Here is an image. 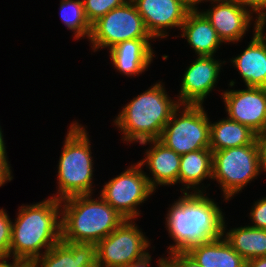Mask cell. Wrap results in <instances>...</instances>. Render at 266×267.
Wrapping results in <instances>:
<instances>
[{
	"instance_id": "obj_31",
	"label": "cell",
	"mask_w": 266,
	"mask_h": 267,
	"mask_svg": "<svg viewBox=\"0 0 266 267\" xmlns=\"http://www.w3.org/2000/svg\"><path fill=\"white\" fill-rule=\"evenodd\" d=\"M262 170L266 171V130L256 135Z\"/></svg>"
},
{
	"instance_id": "obj_14",
	"label": "cell",
	"mask_w": 266,
	"mask_h": 267,
	"mask_svg": "<svg viewBox=\"0 0 266 267\" xmlns=\"http://www.w3.org/2000/svg\"><path fill=\"white\" fill-rule=\"evenodd\" d=\"M266 18L255 20L254 35L248 47L230 61L239 71L247 87L266 88Z\"/></svg>"
},
{
	"instance_id": "obj_3",
	"label": "cell",
	"mask_w": 266,
	"mask_h": 267,
	"mask_svg": "<svg viewBox=\"0 0 266 267\" xmlns=\"http://www.w3.org/2000/svg\"><path fill=\"white\" fill-rule=\"evenodd\" d=\"M61 203V241L97 244L124 220L101 196L75 195ZM63 204V205H62Z\"/></svg>"
},
{
	"instance_id": "obj_15",
	"label": "cell",
	"mask_w": 266,
	"mask_h": 267,
	"mask_svg": "<svg viewBox=\"0 0 266 267\" xmlns=\"http://www.w3.org/2000/svg\"><path fill=\"white\" fill-rule=\"evenodd\" d=\"M216 4V5H215ZM212 8L202 13L210 21L222 42H238L246 34L253 21L249 9L235 1L215 2Z\"/></svg>"
},
{
	"instance_id": "obj_25",
	"label": "cell",
	"mask_w": 266,
	"mask_h": 267,
	"mask_svg": "<svg viewBox=\"0 0 266 267\" xmlns=\"http://www.w3.org/2000/svg\"><path fill=\"white\" fill-rule=\"evenodd\" d=\"M85 14L92 25L109 11L125 4L128 0H82Z\"/></svg>"
},
{
	"instance_id": "obj_34",
	"label": "cell",
	"mask_w": 266,
	"mask_h": 267,
	"mask_svg": "<svg viewBox=\"0 0 266 267\" xmlns=\"http://www.w3.org/2000/svg\"><path fill=\"white\" fill-rule=\"evenodd\" d=\"M7 258H0V267H18L19 264L15 261H13V263H9L6 260Z\"/></svg>"
},
{
	"instance_id": "obj_21",
	"label": "cell",
	"mask_w": 266,
	"mask_h": 267,
	"mask_svg": "<svg viewBox=\"0 0 266 267\" xmlns=\"http://www.w3.org/2000/svg\"><path fill=\"white\" fill-rule=\"evenodd\" d=\"M212 175L213 153L210 149H200L181 155L178 183L184 184L185 187L181 188V191L187 193V190L192 188L194 192H202L198 189L200 183L205 178L212 179Z\"/></svg>"
},
{
	"instance_id": "obj_37",
	"label": "cell",
	"mask_w": 266,
	"mask_h": 267,
	"mask_svg": "<svg viewBox=\"0 0 266 267\" xmlns=\"http://www.w3.org/2000/svg\"><path fill=\"white\" fill-rule=\"evenodd\" d=\"M192 9H197L198 0H184Z\"/></svg>"
},
{
	"instance_id": "obj_35",
	"label": "cell",
	"mask_w": 266,
	"mask_h": 267,
	"mask_svg": "<svg viewBox=\"0 0 266 267\" xmlns=\"http://www.w3.org/2000/svg\"><path fill=\"white\" fill-rule=\"evenodd\" d=\"M158 261L159 267H175L167 258H160Z\"/></svg>"
},
{
	"instance_id": "obj_29",
	"label": "cell",
	"mask_w": 266,
	"mask_h": 267,
	"mask_svg": "<svg viewBox=\"0 0 266 267\" xmlns=\"http://www.w3.org/2000/svg\"><path fill=\"white\" fill-rule=\"evenodd\" d=\"M168 260L175 267H201L186 251L169 253Z\"/></svg>"
},
{
	"instance_id": "obj_5",
	"label": "cell",
	"mask_w": 266,
	"mask_h": 267,
	"mask_svg": "<svg viewBox=\"0 0 266 267\" xmlns=\"http://www.w3.org/2000/svg\"><path fill=\"white\" fill-rule=\"evenodd\" d=\"M65 137L58 163V200L75 195H92L94 163L88 133L81 124L73 122Z\"/></svg>"
},
{
	"instance_id": "obj_24",
	"label": "cell",
	"mask_w": 266,
	"mask_h": 267,
	"mask_svg": "<svg viewBox=\"0 0 266 267\" xmlns=\"http://www.w3.org/2000/svg\"><path fill=\"white\" fill-rule=\"evenodd\" d=\"M60 17L66 27L75 32L74 38L87 37L89 39L92 25L88 21L82 0H61Z\"/></svg>"
},
{
	"instance_id": "obj_16",
	"label": "cell",
	"mask_w": 266,
	"mask_h": 267,
	"mask_svg": "<svg viewBox=\"0 0 266 267\" xmlns=\"http://www.w3.org/2000/svg\"><path fill=\"white\" fill-rule=\"evenodd\" d=\"M28 266L98 267L97 246L94 243L60 241Z\"/></svg>"
},
{
	"instance_id": "obj_19",
	"label": "cell",
	"mask_w": 266,
	"mask_h": 267,
	"mask_svg": "<svg viewBox=\"0 0 266 267\" xmlns=\"http://www.w3.org/2000/svg\"><path fill=\"white\" fill-rule=\"evenodd\" d=\"M181 36L198 56H214L223 42L210 21L198 9H192L181 26Z\"/></svg>"
},
{
	"instance_id": "obj_20",
	"label": "cell",
	"mask_w": 266,
	"mask_h": 267,
	"mask_svg": "<svg viewBox=\"0 0 266 267\" xmlns=\"http://www.w3.org/2000/svg\"><path fill=\"white\" fill-rule=\"evenodd\" d=\"M186 252L201 267H245L246 260L236 252L224 236L195 244Z\"/></svg>"
},
{
	"instance_id": "obj_33",
	"label": "cell",
	"mask_w": 266,
	"mask_h": 267,
	"mask_svg": "<svg viewBox=\"0 0 266 267\" xmlns=\"http://www.w3.org/2000/svg\"><path fill=\"white\" fill-rule=\"evenodd\" d=\"M245 267H266V256L247 260Z\"/></svg>"
},
{
	"instance_id": "obj_4",
	"label": "cell",
	"mask_w": 266,
	"mask_h": 267,
	"mask_svg": "<svg viewBox=\"0 0 266 267\" xmlns=\"http://www.w3.org/2000/svg\"><path fill=\"white\" fill-rule=\"evenodd\" d=\"M165 91L163 84L158 82L124 106L114 120V124L123 132L124 141L140 144L161 137L173 111L180 105Z\"/></svg>"
},
{
	"instance_id": "obj_30",
	"label": "cell",
	"mask_w": 266,
	"mask_h": 267,
	"mask_svg": "<svg viewBox=\"0 0 266 267\" xmlns=\"http://www.w3.org/2000/svg\"><path fill=\"white\" fill-rule=\"evenodd\" d=\"M7 155H0V187L13 179Z\"/></svg>"
},
{
	"instance_id": "obj_22",
	"label": "cell",
	"mask_w": 266,
	"mask_h": 267,
	"mask_svg": "<svg viewBox=\"0 0 266 267\" xmlns=\"http://www.w3.org/2000/svg\"><path fill=\"white\" fill-rule=\"evenodd\" d=\"M210 122V150L218 151L227 148L249 145L256 140V133L249 127L230 118Z\"/></svg>"
},
{
	"instance_id": "obj_6",
	"label": "cell",
	"mask_w": 266,
	"mask_h": 267,
	"mask_svg": "<svg viewBox=\"0 0 266 267\" xmlns=\"http://www.w3.org/2000/svg\"><path fill=\"white\" fill-rule=\"evenodd\" d=\"M213 153L212 179L218 181L226 200L242 191L244 186L263 172L257 141L241 147Z\"/></svg>"
},
{
	"instance_id": "obj_17",
	"label": "cell",
	"mask_w": 266,
	"mask_h": 267,
	"mask_svg": "<svg viewBox=\"0 0 266 267\" xmlns=\"http://www.w3.org/2000/svg\"><path fill=\"white\" fill-rule=\"evenodd\" d=\"M151 143V149L146 150V157L138 163L147 165L152 178L147 175L150 187L155 191L158 185H175L178 183L181 155L167 147L159 139L140 143ZM147 163V164H146Z\"/></svg>"
},
{
	"instance_id": "obj_1",
	"label": "cell",
	"mask_w": 266,
	"mask_h": 267,
	"mask_svg": "<svg viewBox=\"0 0 266 267\" xmlns=\"http://www.w3.org/2000/svg\"><path fill=\"white\" fill-rule=\"evenodd\" d=\"M19 208L12 222L10 257L19 265H29L61 241V203L50 197Z\"/></svg>"
},
{
	"instance_id": "obj_23",
	"label": "cell",
	"mask_w": 266,
	"mask_h": 267,
	"mask_svg": "<svg viewBox=\"0 0 266 267\" xmlns=\"http://www.w3.org/2000/svg\"><path fill=\"white\" fill-rule=\"evenodd\" d=\"M225 219L223 222V234L230 246L238 252L246 261L266 256V229L252 226L233 228L225 232ZM226 233V234H224Z\"/></svg>"
},
{
	"instance_id": "obj_28",
	"label": "cell",
	"mask_w": 266,
	"mask_h": 267,
	"mask_svg": "<svg viewBox=\"0 0 266 267\" xmlns=\"http://www.w3.org/2000/svg\"><path fill=\"white\" fill-rule=\"evenodd\" d=\"M243 8L248 9L251 13L255 12L256 18L260 21L266 18V0H232ZM248 7V8H247Z\"/></svg>"
},
{
	"instance_id": "obj_2",
	"label": "cell",
	"mask_w": 266,
	"mask_h": 267,
	"mask_svg": "<svg viewBox=\"0 0 266 267\" xmlns=\"http://www.w3.org/2000/svg\"><path fill=\"white\" fill-rule=\"evenodd\" d=\"M183 196L169 208L166 217L168 233L175 244L169 253L186 251L195 244L220 238L223 234L224 215L203 192H183Z\"/></svg>"
},
{
	"instance_id": "obj_12",
	"label": "cell",
	"mask_w": 266,
	"mask_h": 267,
	"mask_svg": "<svg viewBox=\"0 0 266 267\" xmlns=\"http://www.w3.org/2000/svg\"><path fill=\"white\" fill-rule=\"evenodd\" d=\"M152 38H165L166 29H181L192 10L184 0H131ZM165 30V31H164Z\"/></svg>"
},
{
	"instance_id": "obj_39",
	"label": "cell",
	"mask_w": 266,
	"mask_h": 267,
	"mask_svg": "<svg viewBox=\"0 0 266 267\" xmlns=\"http://www.w3.org/2000/svg\"><path fill=\"white\" fill-rule=\"evenodd\" d=\"M18 267H29L28 265H19Z\"/></svg>"
},
{
	"instance_id": "obj_8",
	"label": "cell",
	"mask_w": 266,
	"mask_h": 267,
	"mask_svg": "<svg viewBox=\"0 0 266 267\" xmlns=\"http://www.w3.org/2000/svg\"><path fill=\"white\" fill-rule=\"evenodd\" d=\"M133 39H153L134 3L128 0L112 9L92 24L89 41L94 52L100 48L109 50L120 42ZM97 49V50H96Z\"/></svg>"
},
{
	"instance_id": "obj_9",
	"label": "cell",
	"mask_w": 266,
	"mask_h": 267,
	"mask_svg": "<svg viewBox=\"0 0 266 267\" xmlns=\"http://www.w3.org/2000/svg\"><path fill=\"white\" fill-rule=\"evenodd\" d=\"M96 246L98 267H124L147 255L150 243L133 219H125Z\"/></svg>"
},
{
	"instance_id": "obj_18",
	"label": "cell",
	"mask_w": 266,
	"mask_h": 267,
	"mask_svg": "<svg viewBox=\"0 0 266 267\" xmlns=\"http://www.w3.org/2000/svg\"><path fill=\"white\" fill-rule=\"evenodd\" d=\"M149 40H127L112 47L109 56L115 69L129 77L146 71L154 57Z\"/></svg>"
},
{
	"instance_id": "obj_38",
	"label": "cell",
	"mask_w": 266,
	"mask_h": 267,
	"mask_svg": "<svg viewBox=\"0 0 266 267\" xmlns=\"http://www.w3.org/2000/svg\"><path fill=\"white\" fill-rule=\"evenodd\" d=\"M201 1L202 2H204V1H211L212 3L211 4H213V3H215V2H227V1H232V0H198V4H200L201 3Z\"/></svg>"
},
{
	"instance_id": "obj_7",
	"label": "cell",
	"mask_w": 266,
	"mask_h": 267,
	"mask_svg": "<svg viewBox=\"0 0 266 267\" xmlns=\"http://www.w3.org/2000/svg\"><path fill=\"white\" fill-rule=\"evenodd\" d=\"M180 107L183 111L179 110ZM179 111L181 114L177 113ZM159 140L180 155L210 149V120L203 106L179 105L163 128Z\"/></svg>"
},
{
	"instance_id": "obj_10",
	"label": "cell",
	"mask_w": 266,
	"mask_h": 267,
	"mask_svg": "<svg viewBox=\"0 0 266 267\" xmlns=\"http://www.w3.org/2000/svg\"><path fill=\"white\" fill-rule=\"evenodd\" d=\"M137 163L131 165L117 177L105 183L100 196L125 219L140 215L137 206L144 203L154 190L150 187L147 175Z\"/></svg>"
},
{
	"instance_id": "obj_26",
	"label": "cell",
	"mask_w": 266,
	"mask_h": 267,
	"mask_svg": "<svg viewBox=\"0 0 266 267\" xmlns=\"http://www.w3.org/2000/svg\"><path fill=\"white\" fill-rule=\"evenodd\" d=\"M12 222L4 209H0V258H10Z\"/></svg>"
},
{
	"instance_id": "obj_13",
	"label": "cell",
	"mask_w": 266,
	"mask_h": 267,
	"mask_svg": "<svg viewBox=\"0 0 266 267\" xmlns=\"http://www.w3.org/2000/svg\"><path fill=\"white\" fill-rule=\"evenodd\" d=\"M198 58L186 68L181 82L180 105H203L204 99L215 87L222 64L213 56H197Z\"/></svg>"
},
{
	"instance_id": "obj_27",
	"label": "cell",
	"mask_w": 266,
	"mask_h": 267,
	"mask_svg": "<svg viewBox=\"0 0 266 267\" xmlns=\"http://www.w3.org/2000/svg\"><path fill=\"white\" fill-rule=\"evenodd\" d=\"M250 212L252 227L266 229V197L254 203Z\"/></svg>"
},
{
	"instance_id": "obj_11",
	"label": "cell",
	"mask_w": 266,
	"mask_h": 267,
	"mask_svg": "<svg viewBox=\"0 0 266 267\" xmlns=\"http://www.w3.org/2000/svg\"><path fill=\"white\" fill-rule=\"evenodd\" d=\"M222 98L228 118L249 127L256 134L266 130V88L226 90Z\"/></svg>"
},
{
	"instance_id": "obj_32",
	"label": "cell",
	"mask_w": 266,
	"mask_h": 267,
	"mask_svg": "<svg viewBox=\"0 0 266 267\" xmlns=\"http://www.w3.org/2000/svg\"><path fill=\"white\" fill-rule=\"evenodd\" d=\"M150 262H151V255L148 253L143 258L137 261L131 262L130 264L124 267H149Z\"/></svg>"
},
{
	"instance_id": "obj_36",
	"label": "cell",
	"mask_w": 266,
	"mask_h": 267,
	"mask_svg": "<svg viewBox=\"0 0 266 267\" xmlns=\"http://www.w3.org/2000/svg\"><path fill=\"white\" fill-rule=\"evenodd\" d=\"M3 135H2V130H1V126H0V155H7L6 153V147H5V143L3 140Z\"/></svg>"
}]
</instances>
